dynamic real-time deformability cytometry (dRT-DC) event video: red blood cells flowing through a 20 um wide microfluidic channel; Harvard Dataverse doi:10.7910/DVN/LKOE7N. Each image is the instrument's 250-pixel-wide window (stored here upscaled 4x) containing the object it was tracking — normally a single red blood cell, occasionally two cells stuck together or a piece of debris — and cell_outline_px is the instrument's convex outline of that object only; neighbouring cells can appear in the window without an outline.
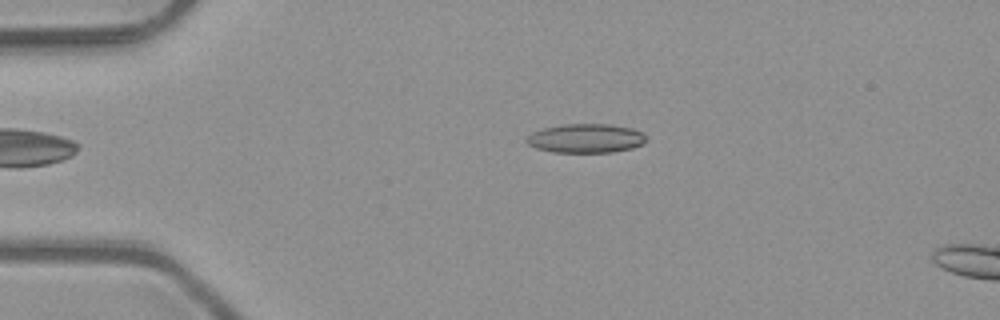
{"species": "common noctule bat (a hibernating species)", "species_latin": "Nyctalus noctula", "temperature_condition": "room temperature", "stored_images_in_passage": 3, "camera_frame_rate_fps": 3000, "um_per_image_px": 0.085, "animal": {"sex": "male", "body_mass_g": 23.1, "forearm_length_mm": 52.7}, "frame": {"image": 1, "passage_image": 2, "time_ms": 0.333, "image_size_px": [1000, 320], "cell_outline_px": [[648, 140], [644, 144], [632, 148], [612, 152], [552, 152], [536, 148], [528, 144], [524, 140], [532, 132], [544, 128], [564, 124], [612, 124], [632, 128], [644, 132]], "centroid_in_image_um": [49.84, 11.75], "position_along_channel_um": 35.2, "area_um2": 20.46}}